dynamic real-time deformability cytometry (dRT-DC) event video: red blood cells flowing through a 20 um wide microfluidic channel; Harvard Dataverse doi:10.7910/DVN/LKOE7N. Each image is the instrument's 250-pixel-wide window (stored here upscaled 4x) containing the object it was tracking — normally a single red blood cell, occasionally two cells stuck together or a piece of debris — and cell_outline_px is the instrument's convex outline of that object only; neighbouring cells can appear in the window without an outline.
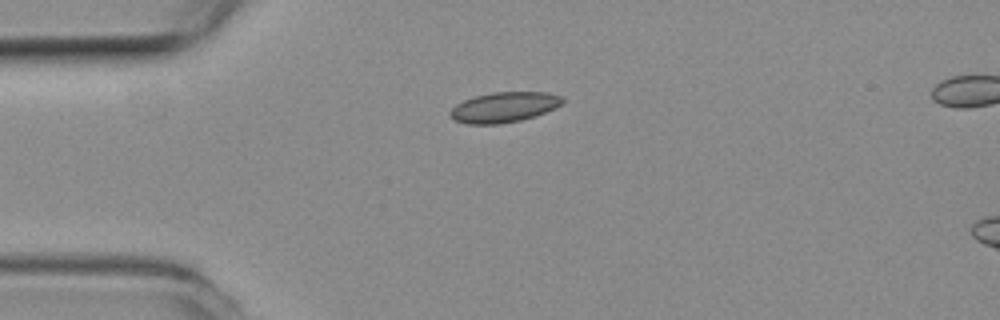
{"species": "common noctule bat (a hibernating species)", "species_latin": "Nyctalus noctula", "temperature_condition": "room temperature", "stored_images_in_passage": 43, "segment_of_instrument_passage": [1, 2], "camera_frame_rate_fps": 3000, "um_per_image_px": 0.085, "animal": {"sex": "female", "body_mass_g": 19.3, "forearm_length_mm": 54.1}, "frame": {"image": 1, "passage_image": 1, "time_ms": 0.0, "image_size_px": [1000, 320], "cell_outline_px": [[564, 104], [556, 108], [520, 120], [500, 124], [468, 124], [452, 120], [448, 112], [456, 104], [464, 100], [476, 96], [492, 92], [548, 92], [560, 96], [564, 100]], "centroid_in_image_um": [42.82, 9.11], "position_along_channel_um": 42.2, "area_um2": 19.83}}
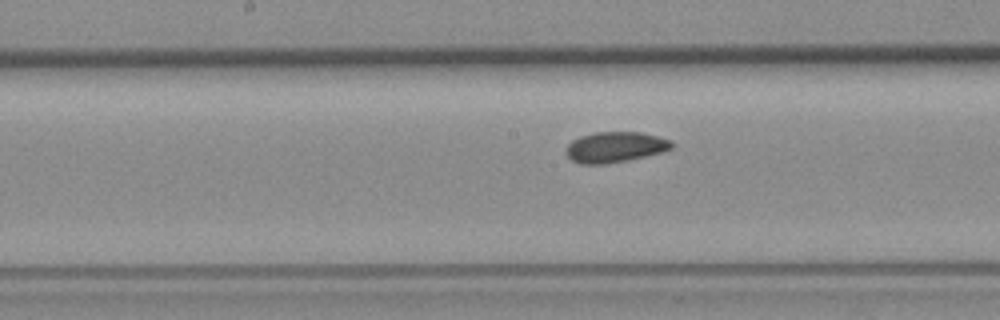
{"frame": {"image": 2, "passage_image": 15, "time_ms": 4.667, "image_size_px": [1000, 320], "cell_outline_px": [[672, 148], [660, 152], [628, 160], [604, 164], [580, 164], [572, 160], [564, 152], [568, 144], [572, 140], [580, 136], [596, 132], [640, 132], [672, 140]], "centroid_in_image_um": [52.24, 12.5], "position_along_channel_um": 196.0, "area_um2": 18.73}}
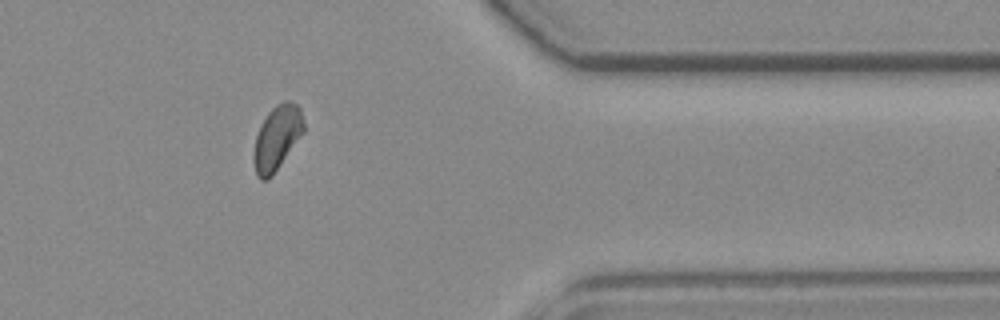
{"frame": {"image": 3, "passage_image": 32, "time_ms": 10.333, "image_size_px": [1000, 320], "cell_outline_px": [[304, 132], [272, 176], [264, 180], [260, 180], [256, 176], [252, 160], [252, 156], [256, 136], [260, 124], [268, 112], [276, 104], [284, 100], [288, 100], [296, 104], [300, 108], [304, 124]], "centroid_in_image_um": [23.52, 11.72], "position_along_channel_um": 387.9, "area_um2": 18.96}}